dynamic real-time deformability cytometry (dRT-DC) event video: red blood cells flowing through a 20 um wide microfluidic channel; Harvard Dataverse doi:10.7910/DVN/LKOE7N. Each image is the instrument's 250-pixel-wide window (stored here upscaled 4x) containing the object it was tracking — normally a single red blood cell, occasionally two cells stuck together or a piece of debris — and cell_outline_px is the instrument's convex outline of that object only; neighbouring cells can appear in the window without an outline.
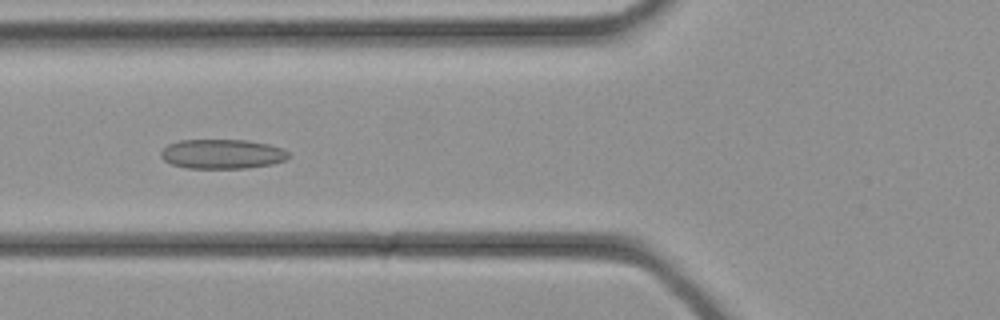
{"species": "common noctule bat (a hibernating species)", "species_latin": "Nyctalus noctula", "temperature_condition": "cold", "stored_images_in_passage": 27, "camera_frame_rate_fps": 3000, "um_per_image_px": 0.085, "animal": {"sex": "female", "body_mass_g": 21.9}, "frame": {"image": 1, "passage_image": 6, "time_ms": 1.667, "image_size_px": [1000, 320], "cell_outline_px": [[292, 156], [284, 160], [272, 164], [248, 168], [188, 168], [172, 164], [164, 160], [160, 156], [160, 152], [168, 144], [180, 140], [248, 140], [268, 144], [284, 148]], "centroid_in_image_um": [18.91, 13.09], "position_along_channel_um": 106.9, "area_um2": 22.08}}
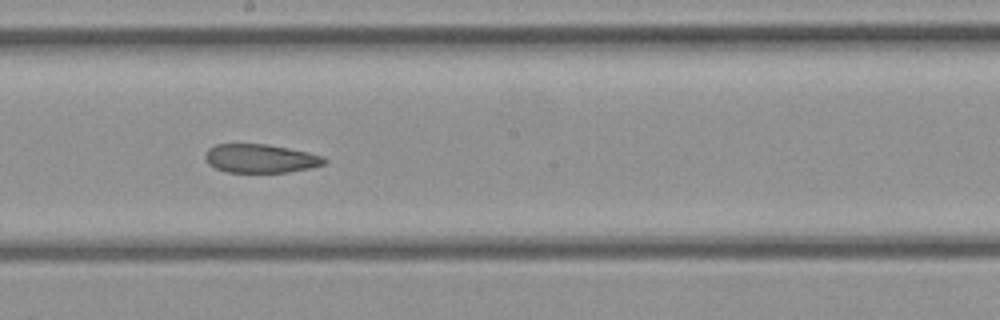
{"frame": {"image": 2, "passage_image": 12, "time_ms": 3.667, "image_size_px": [1000, 320], "cell_outline_px": [[328, 160], [324, 164], [312, 168], [288, 172], [228, 172], [216, 168], [208, 164], [204, 156], [208, 148], [216, 144], [268, 144], [308, 152], [324, 156]], "centroid_in_image_um": [22.16, 13.47], "position_along_channel_um": 226.0, "area_um2": 20.0}}
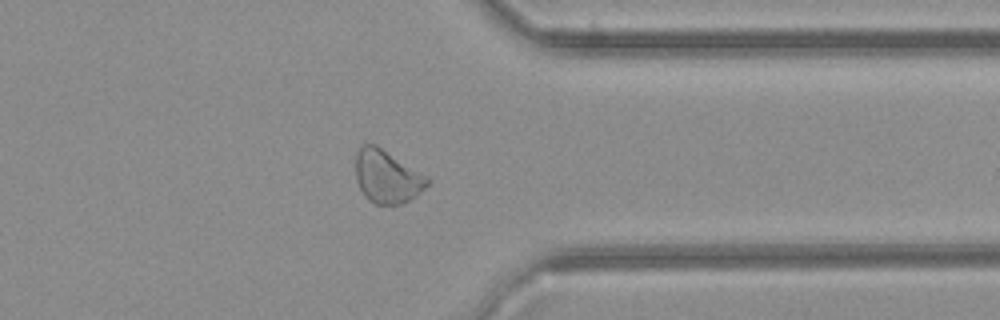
{"frame": {"image": 3, "passage_image": 20, "time_ms": 6.333, "image_size_px": [1000, 320], "cell_outline_px": [[432, 180], [416, 196], [392, 208], [376, 204], [368, 200], [364, 196], [356, 180], [356, 152], [364, 144], [376, 144]], "centroid_in_image_um": [32.88, 15.05], "position_along_channel_um": 378.5, "area_um2": 22.25}}